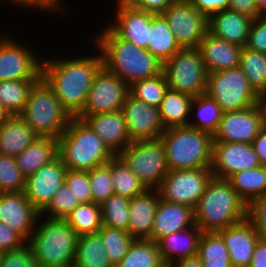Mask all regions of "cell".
Segmentation results:
<instances>
[{
  "mask_svg": "<svg viewBox=\"0 0 266 267\" xmlns=\"http://www.w3.org/2000/svg\"><path fill=\"white\" fill-rule=\"evenodd\" d=\"M202 233L200 227L195 224L188 229L160 238L157 245L165 266L178 260L197 256Z\"/></svg>",
  "mask_w": 266,
  "mask_h": 267,
  "instance_id": "cell-26",
  "label": "cell"
},
{
  "mask_svg": "<svg viewBox=\"0 0 266 267\" xmlns=\"http://www.w3.org/2000/svg\"><path fill=\"white\" fill-rule=\"evenodd\" d=\"M58 156L69 170L90 171L115 155L84 120L72 117L58 138Z\"/></svg>",
  "mask_w": 266,
  "mask_h": 267,
  "instance_id": "cell-4",
  "label": "cell"
},
{
  "mask_svg": "<svg viewBox=\"0 0 266 267\" xmlns=\"http://www.w3.org/2000/svg\"><path fill=\"white\" fill-rule=\"evenodd\" d=\"M115 267H166L161 259L157 242L134 239L127 254Z\"/></svg>",
  "mask_w": 266,
  "mask_h": 267,
  "instance_id": "cell-35",
  "label": "cell"
},
{
  "mask_svg": "<svg viewBox=\"0 0 266 267\" xmlns=\"http://www.w3.org/2000/svg\"><path fill=\"white\" fill-rule=\"evenodd\" d=\"M67 170L58 156L26 178L25 196L39 213L48 206L57 190L65 183Z\"/></svg>",
  "mask_w": 266,
  "mask_h": 267,
  "instance_id": "cell-18",
  "label": "cell"
},
{
  "mask_svg": "<svg viewBox=\"0 0 266 267\" xmlns=\"http://www.w3.org/2000/svg\"><path fill=\"white\" fill-rule=\"evenodd\" d=\"M73 267H115L107 256L98 233L79 237Z\"/></svg>",
  "mask_w": 266,
  "mask_h": 267,
  "instance_id": "cell-33",
  "label": "cell"
},
{
  "mask_svg": "<svg viewBox=\"0 0 266 267\" xmlns=\"http://www.w3.org/2000/svg\"><path fill=\"white\" fill-rule=\"evenodd\" d=\"M246 218L261 238H266V193L247 204Z\"/></svg>",
  "mask_w": 266,
  "mask_h": 267,
  "instance_id": "cell-48",
  "label": "cell"
},
{
  "mask_svg": "<svg viewBox=\"0 0 266 267\" xmlns=\"http://www.w3.org/2000/svg\"><path fill=\"white\" fill-rule=\"evenodd\" d=\"M252 146L262 165H266V123L261 127L260 133L253 140Z\"/></svg>",
  "mask_w": 266,
  "mask_h": 267,
  "instance_id": "cell-57",
  "label": "cell"
},
{
  "mask_svg": "<svg viewBox=\"0 0 266 267\" xmlns=\"http://www.w3.org/2000/svg\"><path fill=\"white\" fill-rule=\"evenodd\" d=\"M169 170L211 168L213 135L189 126L165 129L159 137Z\"/></svg>",
  "mask_w": 266,
  "mask_h": 267,
  "instance_id": "cell-6",
  "label": "cell"
},
{
  "mask_svg": "<svg viewBox=\"0 0 266 267\" xmlns=\"http://www.w3.org/2000/svg\"><path fill=\"white\" fill-rule=\"evenodd\" d=\"M79 204L80 202L74 197L68 186L64 183L57 190L48 206L40 213V215H46L47 213V218L65 219Z\"/></svg>",
  "mask_w": 266,
  "mask_h": 267,
  "instance_id": "cell-46",
  "label": "cell"
},
{
  "mask_svg": "<svg viewBox=\"0 0 266 267\" xmlns=\"http://www.w3.org/2000/svg\"><path fill=\"white\" fill-rule=\"evenodd\" d=\"M24 46L11 36H0V81L41 78L43 59Z\"/></svg>",
  "mask_w": 266,
  "mask_h": 267,
  "instance_id": "cell-14",
  "label": "cell"
},
{
  "mask_svg": "<svg viewBox=\"0 0 266 267\" xmlns=\"http://www.w3.org/2000/svg\"><path fill=\"white\" fill-rule=\"evenodd\" d=\"M229 10L255 19L261 13L255 5L254 0H229Z\"/></svg>",
  "mask_w": 266,
  "mask_h": 267,
  "instance_id": "cell-54",
  "label": "cell"
},
{
  "mask_svg": "<svg viewBox=\"0 0 266 267\" xmlns=\"http://www.w3.org/2000/svg\"><path fill=\"white\" fill-rule=\"evenodd\" d=\"M27 242L15 231L0 222V251L2 253L22 248Z\"/></svg>",
  "mask_w": 266,
  "mask_h": 267,
  "instance_id": "cell-51",
  "label": "cell"
},
{
  "mask_svg": "<svg viewBox=\"0 0 266 267\" xmlns=\"http://www.w3.org/2000/svg\"><path fill=\"white\" fill-rule=\"evenodd\" d=\"M38 137L19 115H13L0 127V154L16 157Z\"/></svg>",
  "mask_w": 266,
  "mask_h": 267,
  "instance_id": "cell-28",
  "label": "cell"
},
{
  "mask_svg": "<svg viewBox=\"0 0 266 267\" xmlns=\"http://www.w3.org/2000/svg\"><path fill=\"white\" fill-rule=\"evenodd\" d=\"M166 267H204V266L202 265L201 260L197 256H195L178 260Z\"/></svg>",
  "mask_w": 266,
  "mask_h": 267,
  "instance_id": "cell-58",
  "label": "cell"
},
{
  "mask_svg": "<svg viewBox=\"0 0 266 267\" xmlns=\"http://www.w3.org/2000/svg\"><path fill=\"white\" fill-rule=\"evenodd\" d=\"M122 112L131 142L156 140L165 131L159 108L136 99L130 93L123 104Z\"/></svg>",
  "mask_w": 266,
  "mask_h": 267,
  "instance_id": "cell-17",
  "label": "cell"
},
{
  "mask_svg": "<svg viewBox=\"0 0 266 267\" xmlns=\"http://www.w3.org/2000/svg\"><path fill=\"white\" fill-rule=\"evenodd\" d=\"M212 178L211 168L169 170L156 189L160 199L195 209Z\"/></svg>",
  "mask_w": 266,
  "mask_h": 267,
  "instance_id": "cell-11",
  "label": "cell"
},
{
  "mask_svg": "<svg viewBox=\"0 0 266 267\" xmlns=\"http://www.w3.org/2000/svg\"><path fill=\"white\" fill-rule=\"evenodd\" d=\"M206 94L223 113L247 109L261 101L240 67L209 73Z\"/></svg>",
  "mask_w": 266,
  "mask_h": 267,
  "instance_id": "cell-8",
  "label": "cell"
},
{
  "mask_svg": "<svg viewBox=\"0 0 266 267\" xmlns=\"http://www.w3.org/2000/svg\"><path fill=\"white\" fill-rule=\"evenodd\" d=\"M96 56L42 60L41 77L52 88L71 117L83 109L95 74L103 66L100 50ZM100 52V54H99Z\"/></svg>",
  "mask_w": 266,
  "mask_h": 267,
  "instance_id": "cell-1",
  "label": "cell"
},
{
  "mask_svg": "<svg viewBox=\"0 0 266 267\" xmlns=\"http://www.w3.org/2000/svg\"><path fill=\"white\" fill-rule=\"evenodd\" d=\"M161 15L182 49L197 48L208 31V18L190 0H174Z\"/></svg>",
  "mask_w": 266,
  "mask_h": 267,
  "instance_id": "cell-13",
  "label": "cell"
},
{
  "mask_svg": "<svg viewBox=\"0 0 266 267\" xmlns=\"http://www.w3.org/2000/svg\"><path fill=\"white\" fill-rule=\"evenodd\" d=\"M115 20L109 27L122 39L132 42L139 48L146 49L149 43L150 22L154 14L136 8L116 10Z\"/></svg>",
  "mask_w": 266,
  "mask_h": 267,
  "instance_id": "cell-24",
  "label": "cell"
},
{
  "mask_svg": "<svg viewBox=\"0 0 266 267\" xmlns=\"http://www.w3.org/2000/svg\"><path fill=\"white\" fill-rule=\"evenodd\" d=\"M181 49L164 17L154 15L150 22L147 51L164 63Z\"/></svg>",
  "mask_w": 266,
  "mask_h": 267,
  "instance_id": "cell-31",
  "label": "cell"
},
{
  "mask_svg": "<svg viewBox=\"0 0 266 267\" xmlns=\"http://www.w3.org/2000/svg\"><path fill=\"white\" fill-rule=\"evenodd\" d=\"M140 2V0H117V9L120 8H133L135 7L138 3Z\"/></svg>",
  "mask_w": 266,
  "mask_h": 267,
  "instance_id": "cell-59",
  "label": "cell"
},
{
  "mask_svg": "<svg viewBox=\"0 0 266 267\" xmlns=\"http://www.w3.org/2000/svg\"><path fill=\"white\" fill-rule=\"evenodd\" d=\"M227 181L238 196L249 204L255 198L266 193V165L243 170L231 175Z\"/></svg>",
  "mask_w": 266,
  "mask_h": 267,
  "instance_id": "cell-32",
  "label": "cell"
},
{
  "mask_svg": "<svg viewBox=\"0 0 266 267\" xmlns=\"http://www.w3.org/2000/svg\"><path fill=\"white\" fill-rule=\"evenodd\" d=\"M93 40L101 52L103 66L128 86L163 73V62L146 49L120 38L109 26Z\"/></svg>",
  "mask_w": 266,
  "mask_h": 267,
  "instance_id": "cell-2",
  "label": "cell"
},
{
  "mask_svg": "<svg viewBox=\"0 0 266 267\" xmlns=\"http://www.w3.org/2000/svg\"><path fill=\"white\" fill-rule=\"evenodd\" d=\"M0 267H38L34 254L28 244L1 256Z\"/></svg>",
  "mask_w": 266,
  "mask_h": 267,
  "instance_id": "cell-49",
  "label": "cell"
},
{
  "mask_svg": "<svg viewBox=\"0 0 266 267\" xmlns=\"http://www.w3.org/2000/svg\"><path fill=\"white\" fill-rule=\"evenodd\" d=\"M168 89L193 97L206 93L208 72L197 48H184L163 63Z\"/></svg>",
  "mask_w": 266,
  "mask_h": 267,
  "instance_id": "cell-9",
  "label": "cell"
},
{
  "mask_svg": "<svg viewBox=\"0 0 266 267\" xmlns=\"http://www.w3.org/2000/svg\"><path fill=\"white\" fill-rule=\"evenodd\" d=\"M261 165L252 144L213 142L211 171L214 178L227 180L237 172Z\"/></svg>",
  "mask_w": 266,
  "mask_h": 267,
  "instance_id": "cell-16",
  "label": "cell"
},
{
  "mask_svg": "<svg viewBox=\"0 0 266 267\" xmlns=\"http://www.w3.org/2000/svg\"><path fill=\"white\" fill-rule=\"evenodd\" d=\"M197 257L204 267H232L228 249L218 232H203Z\"/></svg>",
  "mask_w": 266,
  "mask_h": 267,
  "instance_id": "cell-36",
  "label": "cell"
},
{
  "mask_svg": "<svg viewBox=\"0 0 266 267\" xmlns=\"http://www.w3.org/2000/svg\"><path fill=\"white\" fill-rule=\"evenodd\" d=\"M229 252L232 267H249L260 236L252 223L244 220L218 231Z\"/></svg>",
  "mask_w": 266,
  "mask_h": 267,
  "instance_id": "cell-20",
  "label": "cell"
},
{
  "mask_svg": "<svg viewBox=\"0 0 266 267\" xmlns=\"http://www.w3.org/2000/svg\"><path fill=\"white\" fill-rule=\"evenodd\" d=\"M128 94L129 86L124 80L102 66L95 74L85 105L76 118L83 120L93 114L120 111Z\"/></svg>",
  "mask_w": 266,
  "mask_h": 267,
  "instance_id": "cell-12",
  "label": "cell"
},
{
  "mask_svg": "<svg viewBox=\"0 0 266 267\" xmlns=\"http://www.w3.org/2000/svg\"><path fill=\"white\" fill-rule=\"evenodd\" d=\"M199 12L207 18L212 14L229 8V0H190Z\"/></svg>",
  "mask_w": 266,
  "mask_h": 267,
  "instance_id": "cell-53",
  "label": "cell"
},
{
  "mask_svg": "<svg viewBox=\"0 0 266 267\" xmlns=\"http://www.w3.org/2000/svg\"><path fill=\"white\" fill-rule=\"evenodd\" d=\"M65 184L80 203L93 202L88 171L67 170Z\"/></svg>",
  "mask_w": 266,
  "mask_h": 267,
  "instance_id": "cell-47",
  "label": "cell"
},
{
  "mask_svg": "<svg viewBox=\"0 0 266 267\" xmlns=\"http://www.w3.org/2000/svg\"><path fill=\"white\" fill-rule=\"evenodd\" d=\"M167 90L168 85L164 73L152 78L136 81L129 86V93L133 97L158 108Z\"/></svg>",
  "mask_w": 266,
  "mask_h": 267,
  "instance_id": "cell-42",
  "label": "cell"
},
{
  "mask_svg": "<svg viewBox=\"0 0 266 267\" xmlns=\"http://www.w3.org/2000/svg\"><path fill=\"white\" fill-rule=\"evenodd\" d=\"M256 7L261 14H266V0H254Z\"/></svg>",
  "mask_w": 266,
  "mask_h": 267,
  "instance_id": "cell-61",
  "label": "cell"
},
{
  "mask_svg": "<svg viewBox=\"0 0 266 267\" xmlns=\"http://www.w3.org/2000/svg\"><path fill=\"white\" fill-rule=\"evenodd\" d=\"M190 112H195L197 120L196 122L190 120L188 126L211 133L212 135L218 129L223 114L221 107L206 93L194 97Z\"/></svg>",
  "mask_w": 266,
  "mask_h": 267,
  "instance_id": "cell-38",
  "label": "cell"
},
{
  "mask_svg": "<svg viewBox=\"0 0 266 267\" xmlns=\"http://www.w3.org/2000/svg\"><path fill=\"white\" fill-rule=\"evenodd\" d=\"M83 120L103 140L115 156L131 143L122 110L93 114L86 116Z\"/></svg>",
  "mask_w": 266,
  "mask_h": 267,
  "instance_id": "cell-21",
  "label": "cell"
},
{
  "mask_svg": "<svg viewBox=\"0 0 266 267\" xmlns=\"http://www.w3.org/2000/svg\"><path fill=\"white\" fill-rule=\"evenodd\" d=\"M252 20L229 9L221 10L208 18V31L216 37L245 47Z\"/></svg>",
  "mask_w": 266,
  "mask_h": 267,
  "instance_id": "cell-27",
  "label": "cell"
},
{
  "mask_svg": "<svg viewBox=\"0 0 266 267\" xmlns=\"http://www.w3.org/2000/svg\"><path fill=\"white\" fill-rule=\"evenodd\" d=\"M97 233L102 238L105 252L111 263L116 266L127 254L134 238L130 236L128 231L110 228L104 225H102V228Z\"/></svg>",
  "mask_w": 266,
  "mask_h": 267,
  "instance_id": "cell-43",
  "label": "cell"
},
{
  "mask_svg": "<svg viewBox=\"0 0 266 267\" xmlns=\"http://www.w3.org/2000/svg\"><path fill=\"white\" fill-rule=\"evenodd\" d=\"M195 225L194 209L189 205L159 199L151 231V241Z\"/></svg>",
  "mask_w": 266,
  "mask_h": 267,
  "instance_id": "cell-22",
  "label": "cell"
},
{
  "mask_svg": "<svg viewBox=\"0 0 266 267\" xmlns=\"http://www.w3.org/2000/svg\"><path fill=\"white\" fill-rule=\"evenodd\" d=\"M240 69L247 76L249 85L261 99L266 98V54L243 47Z\"/></svg>",
  "mask_w": 266,
  "mask_h": 267,
  "instance_id": "cell-37",
  "label": "cell"
},
{
  "mask_svg": "<svg viewBox=\"0 0 266 267\" xmlns=\"http://www.w3.org/2000/svg\"><path fill=\"white\" fill-rule=\"evenodd\" d=\"M157 189H147L130 199L128 233L134 239H150L156 208L159 203Z\"/></svg>",
  "mask_w": 266,
  "mask_h": 267,
  "instance_id": "cell-25",
  "label": "cell"
},
{
  "mask_svg": "<svg viewBox=\"0 0 266 267\" xmlns=\"http://www.w3.org/2000/svg\"><path fill=\"white\" fill-rule=\"evenodd\" d=\"M37 80L0 81V103L13 115H20L31 87Z\"/></svg>",
  "mask_w": 266,
  "mask_h": 267,
  "instance_id": "cell-40",
  "label": "cell"
},
{
  "mask_svg": "<svg viewBox=\"0 0 266 267\" xmlns=\"http://www.w3.org/2000/svg\"><path fill=\"white\" fill-rule=\"evenodd\" d=\"M40 213L19 193H0V222L17 232L26 242L32 236Z\"/></svg>",
  "mask_w": 266,
  "mask_h": 267,
  "instance_id": "cell-19",
  "label": "cell"
},
{
  "mask_svg": "<svg viewBox=\"0 0 266 267\" xmlns=\"http://www.w3.org/2000/svg\"><path fill=\"white\" fill-rule=\"evenodd\" d=\"M264 111H265V123H266V98L265 99H261Z\"/></svg>",
  "mask_w": 266,
  "mask_h": 267,
  "instance_id": "cell-62",
  "label": "cell"
},
{
  "mask_svg": "<svg viewBox=\"0 0 266 267\" xmlns=\"http://www.w3.org/2000/svg\"><path fill=\"white\" fill-rule=\"evenodd\" d=\"M65 221L79 236L96 234L102 228L100 205L94 202L80 203L69 213Z\"/></svg>",
  "mask_w": 266,
  "mask_h": 267,
  "instance_id": "cell-39",
  "label": "cell"
},
{
  "mask_svg": "<svg viewBox=\"0 0 266 267\" xmlns=\"http://www.w3.org/2000/svg\"><path fill=\"white\" fill-rule=\"evenodd\" d=\"M41 217L40 215L27 242L37 266L73 267L80 236L65 219H52L46 216L42 223H38Z\"/></svg>",
  "mask_w": 266,
  "mask_h": 267,
  "instance_id": "cell-5",
  "label": "cell"
},
{
  "mask_svg": "<svg viewBox=\"0 0 266 267\" xmlns=\"http://www.w3.org/2000/svg\"><path fill=\"white\" fill-rule=\"evenodd\" d=\"M19 116L39 137L57 139L72 118L42 77L31 87L27 102Z\"/></svg>",
  "mask_w": 266,
  "mask_h": 267,
  "instance_id": "cell-7",
  "label": "cell"
},
{
  "mask_svg": "<svg viewBox=\"0 0 266 267\" xmlns=\"http://www.w3.org/2000/svg\"><path fill=\"white\" fill-rule=\"evenodd\" d=\"M110 174L116 195L131 199L148 189L118 155L110 160Z\"/></svg>",
  "mask_w": 266,
  "mask_h": 267,
  "instance_id": "cell-34",
  "label": "cell"
},
{
  "mask_svg": "<svg viewBox=\"0 0 266 267\" xmlns=\"http://www.w3.org/2000/svg\"><path fill=\"white\" fill-rule=\"evenodd\" d=\"M93 202L101 205L115 194L110 174V161L88 171Z\"/></svg>",
  "mask_w": 266,
  "mask_h": 267,
  "instance_id": "cell-45",
  "label": "cell"
},
{
  "mask_svg": "<svg viewBox=\"0 0 266 267\" xmlns=\"http://www.w3.org/2000/svg\"><path fill=\"white\" fill-rule=\"evenodd\" d=\"M9 2H13L14 5H19V7L21 6L22 8L25 7L24 9L31 8L35 10L37 8L38 10H42L47 13L49 11L50 13H59V11L61 13L62 10L63 12L65 11L63 1L61 0H9Z\"/></svg>",
  "mask_w": 266,
  "mask_h": 267,
  "instance_id": "cell-52",
  "label": "cell"
},
{
  "mask_svg": "<svg viewBox=\"0 0 266 267\" xmlns=\"http://www.w3.org/2000/svg\"><path fill=\"white\" fill-rule=\"evenodd\" d=\"M249 267H266V238H259Z\"/></svg>",
  "mask_w": 266,
  "mask_h": 267,
  "instance_id": "cell-56",
  "label": "cell"
},
{
  "mask_svg": "<svg viewBox=\"0 0 266 267\" xmlns=\"http://www.w3.org/2000/svg\"><path fill=\"white\" fill-rule=\"evenodd\" d=\"M58 157V139L38 137L30 146L15 157L18 168L27 178Z\"/></svg>",
  "mask_w": 266,
  "mask_h": 267,
  "instance_id": "cell-29",
  "label": "cell"
},
{
  "mask_svg": "<svg viewBox=\"0 0 266 267\" xmlns=\"http://www.w3.org/2000/svg\"><path fill=\"white\" fill-rule=\"evenodd\" d=\"M247 204L225 179L212 178L194 209L202 232H218L246 218Z\"/></svg>",
  "mask_w": 266,
  "mask_h": 267,
  "instance_id": "cell-3",
  "label": "cell"
},
{
  "mask_svg": "<svg viewBox=\"0 0 266 267\" xmlns=\"http://www.w3.org/2000/svg\"><path fill=\"white\" fill-rule=\"evenodd\" d=\"M194 97L168 89L159 107L161 122L165 129L188 126Z\"/></svg>",
  "mask_w": 266,
  "mask_h": 267,
  "instance_id": "cell-30",
  "label": "cell"
},
{
  "mask_svg": "<svg viewBox=\"0 0 266 267\" xmlns=\"http://www.w3.org/2000/svg\"><path fill=\"white\" fill-rule=\"evenodd\" d=\"M197 49L209 74L239 67L243 47L216 37L207 31Z\"/></svg>",
  "mask_w": 266,
  "mask_h": 267,
  "instance_id": "cell-23",
  "label": "cell"
},
{
  "mask_svg": "<svg viewBox=\"0 0 266 267\" xmlns=\"http://www.w3.org/2000/svg\"><path fill=\"white\" fill-rule=\"evenodd\" d=\"M174 0H140L134 7L154 15H161Z\"/></svg>",
  "mask_w": 266,
  "mask_h": 267,
  "instance_id": "cell-55",
  "label": "cell"
},
{
  "mask_svg": "<svg viewBox=\"0 0 266 267\" xmlns=\"http://www.w3.org/2000/svg\"><path fill=\"white\" fill-rule=\"evenodd\" d=\"M264 124L265 111L261 101L247 109L225 112L213 134V142L252 144Z\"/></svg>",
  "mask_w": 266,
  "mask_h": 267,
  "instance_id": "cell-15",
  "label": "cell"
},
{
  "mask_svg": "<svg viewBox=\"0 0 266 267\" xmlns=\"http://www.w3.org/2000/svg\"><path fill=\"white\" fill-rule=\"evenodd\" d=\"M245 47L266 54V14L252 20Z\"/></svg>",
  "mask_w": 266,
  "mask_h": 267,
  "instance_id": "cell-50",
  "label": "cell"
},
{
  "mask_svg": "<svg viewBox=\"0 0 266 267\" xmlns=\"http://www.w3.org/2000/svg\"><path fill=\"white\" fill-rule=\"evenodd\" d=\"M118 156L148 189H156L169 171L160 139L131 142Z\"/></svg>",
  "mask_w": 266,
  "mask_h": 267,
  "instance_id": "cell-10",
  "label": "cell"
},
{
  "mask_svg": "<svg viewBox=\"0 0 266 267\" xmlns=\"http://www.w3.org/2000/svg\"><path fill=\"white\" fill-rule=\"evenodd\" d=\"M130 199L113 194L101 205L102 225L128 231Z\"/></svg>",
  "mask_w": 266,
  "mask_h": 267,
  "instance_id": "cell-41",
  "label": "cell"
},
{
  "mask_svg": "<svg viewBox=\"0 0 266 267\" xmlns=\"http://www.w3.org/2000/svg\"><path fill=\"white\" fill-rule=\"evenodd\" d=\"M11 117V114L6 110V108L0 103V127L2 124Z\"/></svg>",
  "mask_w": 266,
  "mask_h": 267,
  "instance_id": "cell-60",
  "label": "cell"
},
{
  "mask_svg": "<svg viewBox=\"0 0 266 267\" xmlns=\"http://www.w3.org/2000/svg\"><path fill=\"white\" fill-rule=\"evenodd\" d=\"M26 177L18 168L15 157L0 154V193H19L25 190Z\"/></svg>",
  "mask_w": 266,
  "mask_h": 267,
  "instance_id": "cell-44",
  "label": "cell"
}]
</instances>
